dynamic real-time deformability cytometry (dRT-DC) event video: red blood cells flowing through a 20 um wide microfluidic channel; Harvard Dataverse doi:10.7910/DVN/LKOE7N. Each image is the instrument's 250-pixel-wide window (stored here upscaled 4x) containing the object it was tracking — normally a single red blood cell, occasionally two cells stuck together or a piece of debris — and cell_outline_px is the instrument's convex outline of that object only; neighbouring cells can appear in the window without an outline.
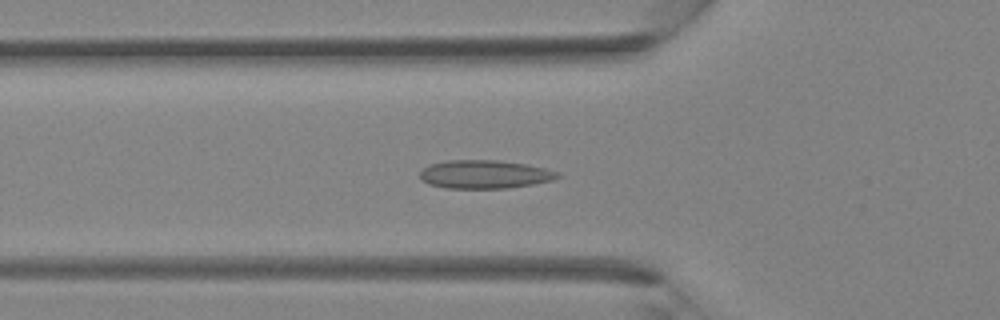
{"species": "Egyptian fruit bat (a non-hibernating species)", "species_latin": "Rousettus aegyptiacus", "temperature_condition": "room temperature", "stored_images_in_passage": 39, "camera_frame_rate_fps": 3000, "um_per_image_px": 0.085, "animal": {"sex": "female"}, "frame": {"image": 1, "passage_image": 13, "time_ms": 4.0, "image_size_px": [1000, 320], "cell_outline_px": [[560, 176], [552, 180], [532, 184], [508, 188], [444, 188], [428, 184], [420, 180], [420, 172], [428, 164], [448, 160], [496, 160], [528, 164], [560, 172]], "centroid_in_image_um": [41.16, 14.81], "position_along_channel_um": 84.6, "area_um2": 22.89}}
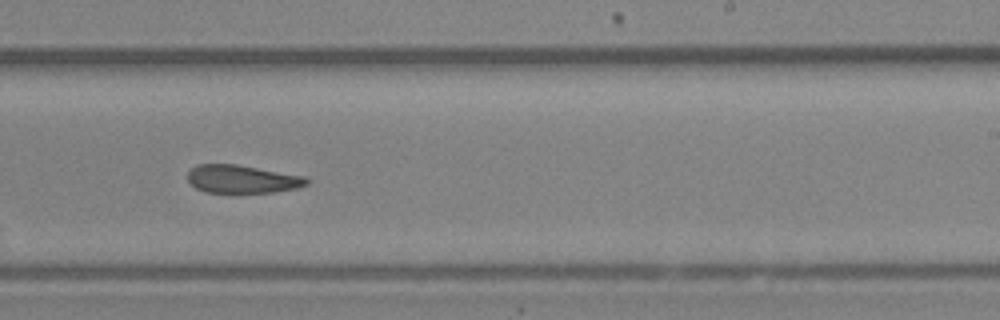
{"frame": {"image": 2, "passage_image": 24, "time_ms": 7.667, "image_size_px": [1000, 320], "cell_outline_px": [[308, 184], [296, 188], [276, 192], [204, 192], [196, 188], [188, 180], [188, 172], [196, 164], [236, 164], [304, 176], [308, 180]], "centroid_in_image_um": [20.56, 15.22], "position_along_channel_um": 268.4, "area_um2": 19.31}}
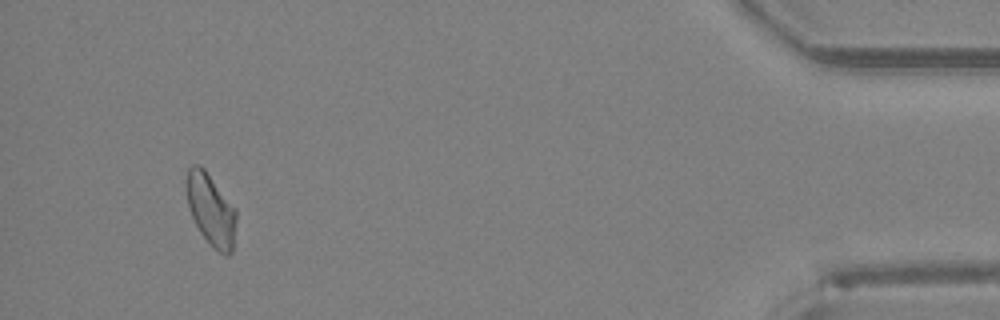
{"frame": {"image": 3, "passage_image": 37, "time_ms": 12.0, "image_size_px": [1000, 320], "cell_outline_px": [[236, 220], [232, 252], [228, 256], [220, 252], [200, 232], [192, 216], [188, 204], [184, 184], [188, 168], [192, 164], [200, 164], [204, 168], [236, 208]], "centroid_in_image_um": [17.91, 17.75], "position_along_channel_um": 417.3, "area_um2": 20.81}}